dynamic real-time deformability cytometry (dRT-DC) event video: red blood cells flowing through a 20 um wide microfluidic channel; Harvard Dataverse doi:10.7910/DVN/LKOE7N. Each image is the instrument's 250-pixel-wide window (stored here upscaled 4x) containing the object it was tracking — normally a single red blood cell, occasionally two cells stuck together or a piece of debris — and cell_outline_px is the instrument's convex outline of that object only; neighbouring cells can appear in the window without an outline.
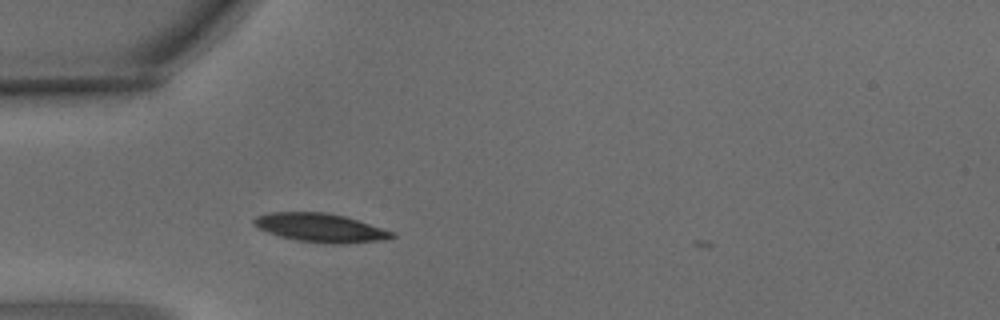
{"species": "common noctule bat (a hibernating species)", "species_latin": "Nyctalus noctula", "temperature_condition": "warm", "stored_images_in_passage": 1, "camera_frame_rate_fps": 3000, "um_per_image_px": 0.085, "animal": {"sex": "male", "body_mass_g": 15.6}, "frame": {"image": 1, "passage_image": 1, "time_ms": 0.0, "image_size_px": [1000, 320], "cell_outline_px": [[396, 236], [384, 240], [340, 244], [332, 244], [296, 240], [280, 236], [268, 232], [252, 224], [252, 220], [256, 216], [268, 212], [328, 212], [344, 216], [396, 232]], "centroid_in_image_um": [27.25, 19.35], "position_along_channel_um": 57.8, "area_um2": 23.12}}